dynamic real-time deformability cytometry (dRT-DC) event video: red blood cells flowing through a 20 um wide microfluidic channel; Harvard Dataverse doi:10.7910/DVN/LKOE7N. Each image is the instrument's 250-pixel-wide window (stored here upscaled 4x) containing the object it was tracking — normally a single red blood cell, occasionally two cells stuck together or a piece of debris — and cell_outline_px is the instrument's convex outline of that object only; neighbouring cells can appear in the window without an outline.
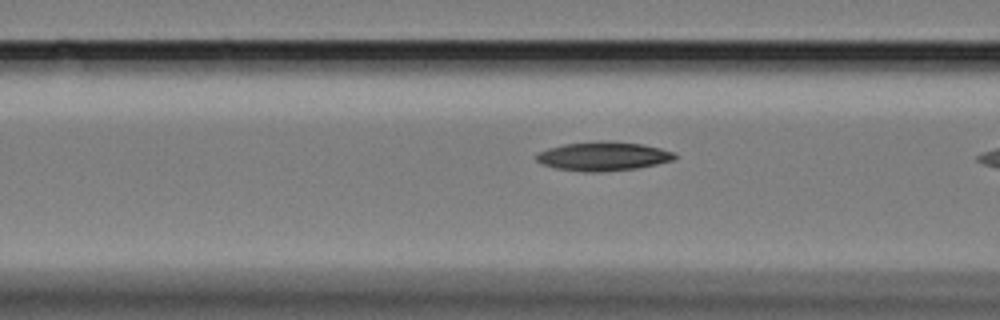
{"species": "Egyptian fruit bat (a non-hibernating species)", "species_latin": "Rousettus aegyptiacus", "temperature_condition": "cold", "stored_images_in_passage": 17, "camera_frame_rate_fps": 3000, "um_per_image_px": 0.085, "animal": {"sex": "female"}, "frame": {"image": 1, "passage_image": 15, "time_ms": 4.667, "image_size_px": [1000, 320], "cell_outline_px": [[680, 156], [676, 160], [636, 168], [600, 172], [584, 172], [556, 168], [544, 164], [536, 160], [536, 152], [548, 148], [564, 144], [600, 140], [604, 140], [640, 144], [660, 148], [672, 152]], "centroid_in_image_um": [51.28, 13.28], "position_along_channel_um": 115.3, "area_um2": 23.41}}